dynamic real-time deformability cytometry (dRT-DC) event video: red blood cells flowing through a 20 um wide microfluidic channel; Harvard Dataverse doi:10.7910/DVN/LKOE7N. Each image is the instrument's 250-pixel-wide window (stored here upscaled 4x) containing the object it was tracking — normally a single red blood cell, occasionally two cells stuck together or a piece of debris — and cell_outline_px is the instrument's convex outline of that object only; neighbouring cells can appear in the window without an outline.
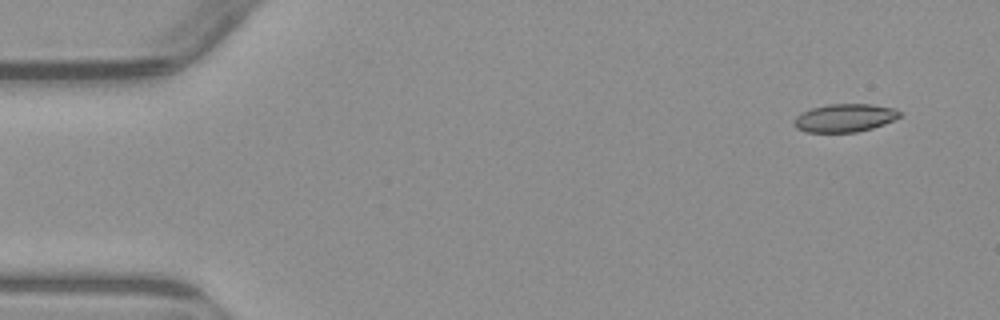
{"species": "common noctule bat (a hibernating species)", "species_latin": "Nyctalus noctula", "temperature_condition": "warm", "stored_images_in_passage": 2, "camera_frame_rate_fps": 3000, "um_per_image_px": 0.085, "animal": {"sex": "male", "body_mass_g": 23.1, "forearm_length_mm": 52.7}, "frame": {"image": 1, "passage_image": 2, "time_ms": 1.333, "image_size_px": [1000, 320], "cell_outline_px": [[900, 116], [884, 124], [872, 128], [856, 132], [804, 132], [796, 128], [796, 116], [812, 108], [828, 104], [872, 104], [896, 108], [900, 112]], "centroid_in_image_um": [71.83, 10.02], "position_along_channel_um": 13.2, "area_um2": 17.11}}